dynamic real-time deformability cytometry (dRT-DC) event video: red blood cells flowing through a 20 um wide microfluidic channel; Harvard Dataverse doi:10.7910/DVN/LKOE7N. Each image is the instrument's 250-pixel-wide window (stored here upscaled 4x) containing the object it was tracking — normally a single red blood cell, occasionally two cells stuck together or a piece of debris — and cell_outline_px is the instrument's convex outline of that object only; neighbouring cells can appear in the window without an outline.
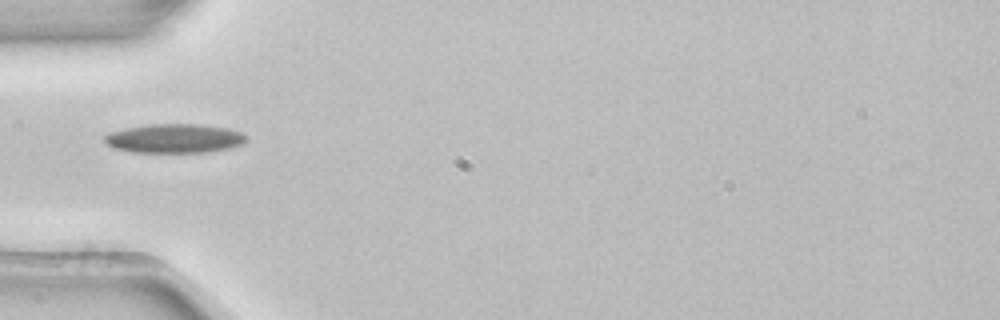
{"species": "common noctule bat (a hibernating species)", "species_latin": "Nyctalus noctula", "temperature_condition": "room temperature", "stored_images_in_passage": 1, "camera_frame_rate_fps": 3000, "um_per_image_px": 0.085, "animal": {"sex": "female", "body_mass_g": 22.7, "forearm_length_mm": 54.2}, "frame": {"image": 1, "passage_image": 1, "time_ms": 0.0, "image_size_px": [1000, 320], "cell_outline_px": [[248, 140], [244, 144], [228, 148], [208, 152], [132, 152], [112, 148], [104, 140], [104, 136], [108, 132], [124, 128], [148, 124], [200, 124], [228, 128], [240, 132], [248, 136]], "centroid_in_image_um": [14.83, 11.76], "position_along_channel_um": 70.2, "area_um2": 24.28}}